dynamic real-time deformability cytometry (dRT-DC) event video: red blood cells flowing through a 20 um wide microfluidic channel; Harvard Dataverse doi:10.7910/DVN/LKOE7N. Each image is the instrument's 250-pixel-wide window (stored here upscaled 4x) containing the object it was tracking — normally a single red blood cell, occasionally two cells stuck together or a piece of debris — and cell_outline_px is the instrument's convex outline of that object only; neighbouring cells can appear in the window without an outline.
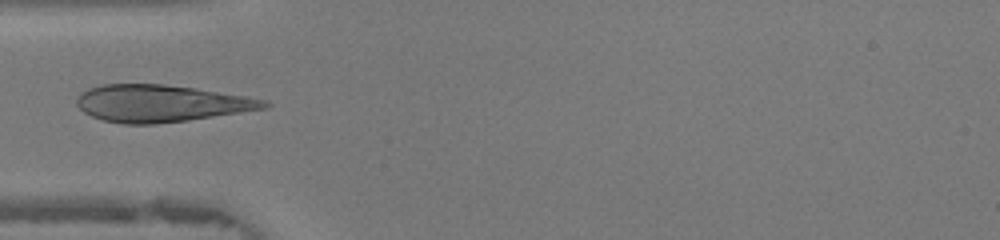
{"species": "human", "species_latin": "Homo sapiens", "temperature_condition": "warm", "stored_images_in_passage": 20, "camera_frame_rate_fps": 3000, "um_per_image_px": 0.085, "donor": {"sex": "female"}, "frame": {"image": 1, "passage_image": 1, "time_ms": 0.0, "image_size_px": [1000, 240], "cell_outline_px": [[272, 104], [268, 108], [188, 120], [156, 124], [124, 124], [104, 120], [92, 116], [84, 112], [76, 104], [76, 100], [80, 92], [88, 88], [104, 84], [164, 84], [196, 88], [248, 96], [268, 100]], "centroid_in_image_um": [13.71, 8.78], "position_along_channel_um": 71.3, "area_um2": 40.63}}
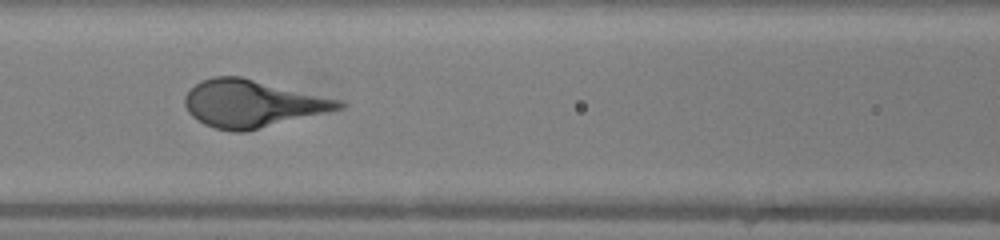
{"frame": {"image": 2, "passage_image": 6, "time_ms": 1.667, "image_size_px": [1000, 240], "cell_outline_px": [[348, 104], [344, 108], [244, 132], [232, 132], [216, 128], [204, 124], [192, 116], [188, 112], [184, 104], [184, 96], [200, 80], [212, 76], [240, 76], [344, 100]], "centroid_in_image_um": [21.46, 8.8], "position_along_channel_um": 145.1, "area_um2": 42.6}}